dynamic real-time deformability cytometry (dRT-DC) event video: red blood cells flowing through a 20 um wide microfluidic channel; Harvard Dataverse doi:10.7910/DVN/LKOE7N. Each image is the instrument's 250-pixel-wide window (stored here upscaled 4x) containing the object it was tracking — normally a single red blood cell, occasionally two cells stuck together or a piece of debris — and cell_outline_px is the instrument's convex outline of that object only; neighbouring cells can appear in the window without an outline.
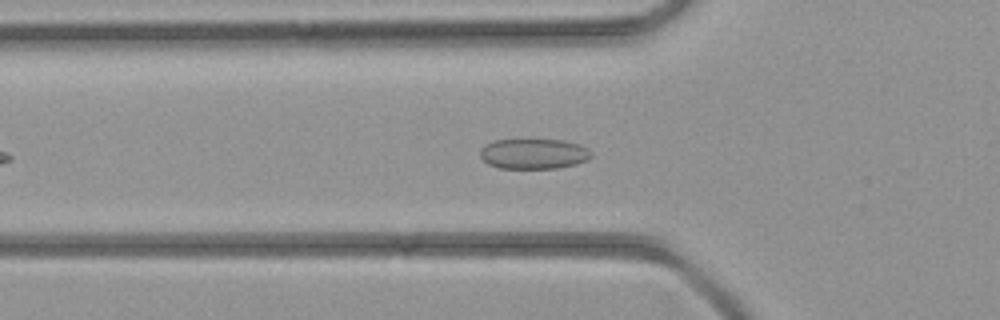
{"species": "common noctule bat (a hibernating species)", "species_latin": "Nyctalus noctula", "temperature_condition": "room temperature", "stored_images_in_passage": 33, "camera_frame_rate_fps": 3000, "um_per_image_px": 0.085, "animal": {"sex": "female", "body_mass_g": 21.9}, "frame": {"image": 1, "passage_image": 7, "time_ms": 2.0, "image_size_px": [1000, 320], "cell_outline_px": [[592, 156], [588, 160], [576, 164], [556, 168], [500, 168], [488, 164], [480, 156], [480, 148], [484, 144], [496, 140], [564, 140], [580, 144], [588, 148], [592, 152]], "centroid_in_image_um": [45.38, 13.07], "position_along_channel_um": 80.4, "area_um2": 19.71}}
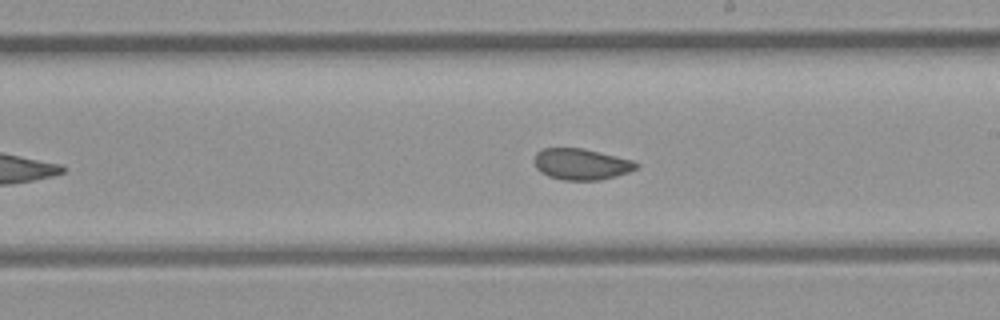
{"frame": {"image": 2, "passage_image": 17, "time_ms": 5.333, "image_size_px": [1000, 320], "cell_outline_px": [[640, 164], [636, 168], [628, 172], [616, 176], [600, 180], [564, 180], [548, 176], [540, 172], [536, 168], [532, 160], [536, 152], [544, 148], [584, 148], [632, 160]], "centroid_in_image_um": [49.36, 13.95], "position_along_channel_um": 239.6, "area_um2": 18.67}}
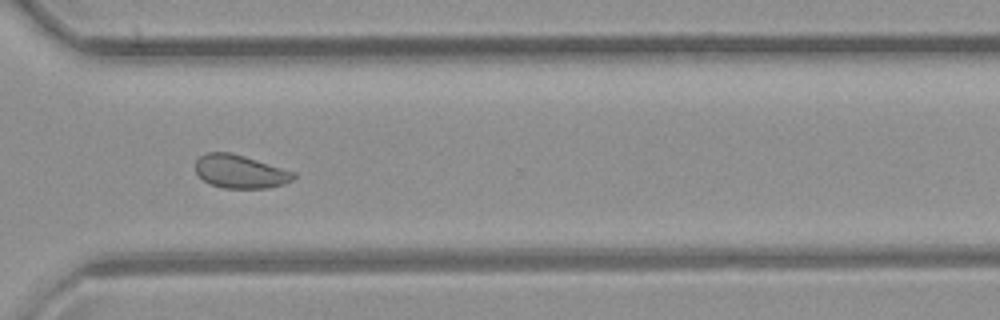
{"frame": {"image": 3, "passage_image": 24, "time_ms": 7.667, "image_size_px": [1000, 320], "cell_outline_px": [[296, 176], [292, 180], [284, 184], [268, 188], [224, 188], [212, 184], [204, 180], [196, 172], [196, 160], [200, 156], [208, 152], [228, 152], [244, 156], [296, 172]], "centroid_in_image_um": [20.44, 14.58], "position_along_channel_um": 350.2, "area_um2": 18.9}}